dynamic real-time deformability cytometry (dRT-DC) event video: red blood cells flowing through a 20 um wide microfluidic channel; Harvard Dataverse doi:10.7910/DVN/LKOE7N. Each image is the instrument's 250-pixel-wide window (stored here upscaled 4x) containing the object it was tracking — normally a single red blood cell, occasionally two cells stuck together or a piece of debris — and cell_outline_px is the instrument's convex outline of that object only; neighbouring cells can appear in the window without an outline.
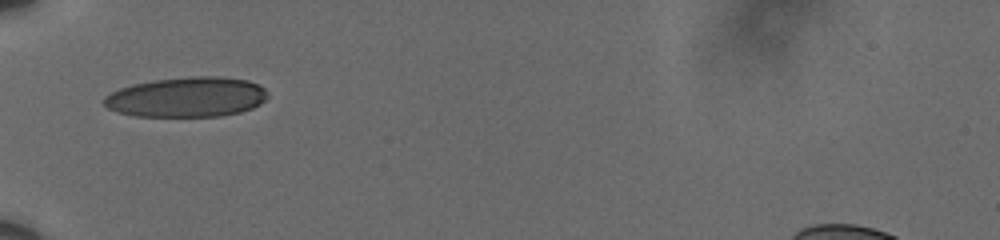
{"species": "human", "species_latin": "Homo sapiens", "temperature_condition": "cold", "stored_images_in_passage": 16, "camera_frame_rate_fps": 3000, "um_per_image_px": 0.085, "donor": {"sex": "male"}, "frame": {"image": 1, "passage_image": 1, "time_ms": 0.0, "image_size_px": [1000, 240], "cell_outline_px": [[268, 96], [260, 104], [252, 108], [240, 112], [220, 116], [136, 116], [116, 112], [108, 108], [104, 104], [104, 96], [120, 88], [132, 84], [152, 80], [188, 76], [220, 76], [248, 80], [264, 88], [268, 92]], "centroid_in_image_um": [15.88, 8.24], "position_along_channel_um": 69.1, "area_um2": 38.32}}
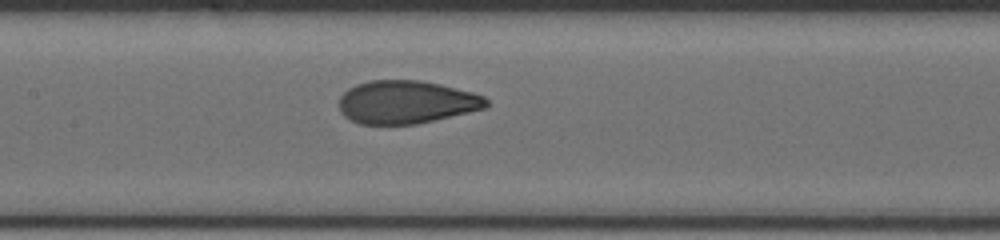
{"frame": {"image": 2, "passage_image": 10, "time_ms": 3.0, "image_size_px": [1000, 240], "cell_outline_px": [[488, 104], [484, 108], [468, 112], [416, 124], [360, 124], [344, 116], [340, 112], [340, 96], [348, 88], [356, 84], [368, 80], [420, 80], [440, 84], [472, 92], [484, 96], [488, 100]], "centroid_in_image_um": [34.51, 8.67], "position_along_channel_um": 172.9, "area_um2": 36.82}}
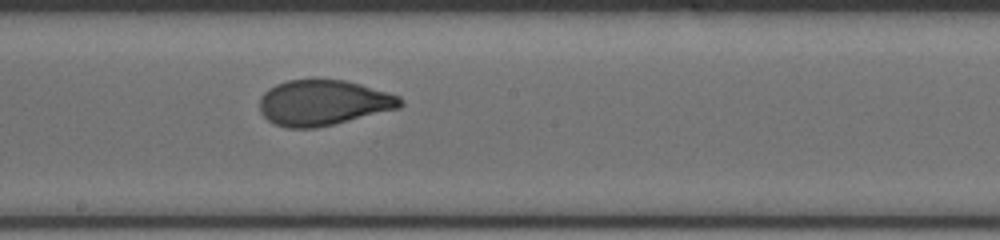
{"frame": {"image": 3, "passage_image": 14, "time_ms": 4.333, "image_size_px": [1000, 240], "cell_outline_px": [[404, 104], [400, 108], [316, 128], [288, 128], [276, 124], [268, 120], [260, 112], [260, 96], [268, 88], [276, 84], [288, 80], [312, 76], [316, 76], [344, 80], [360, 84], [400, 96], [404, 100]], "centroid_in_image_um": [27.46, 8.69], "position_along_channel_um": 220.7, "area_um2": 38.03}}